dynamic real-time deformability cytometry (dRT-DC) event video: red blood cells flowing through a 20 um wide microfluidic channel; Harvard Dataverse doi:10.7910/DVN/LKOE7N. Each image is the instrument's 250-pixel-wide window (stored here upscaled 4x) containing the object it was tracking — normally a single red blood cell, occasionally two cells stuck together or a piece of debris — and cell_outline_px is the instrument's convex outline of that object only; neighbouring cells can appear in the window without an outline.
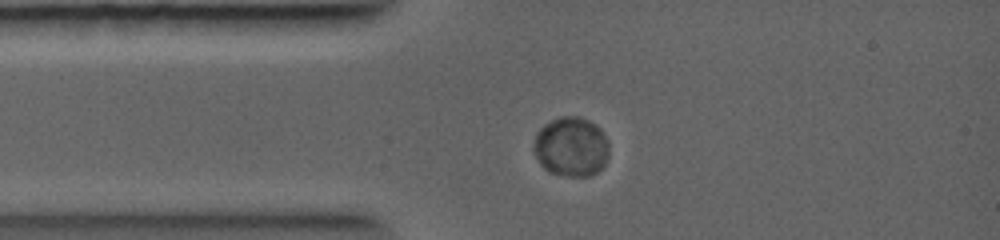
{"species": "common noctule bat (a hibernating species)", "species_latin": "Nyctalus noctula", "temperature_condition": "warm", "stored_images_in_passage": 7, "camera_frame_rate_fps": 5000, "um_per_image_px": 0.085, "animal": {"sex": "female", "body_mass_g": 19.0, "forearm_length_mm": 56.7}, "frame": {"image": 1, "passage_image": 1, "time_ms": 0.0, "image_size_px": [1000, 240], "cell_outline_px": [[608, 156], [604, 164], [596, 172], [588, 176], [568, 176], [548, 172], [540, 164], [532, 152], [532, 148], [536, 132], [544, 124], [560, 116], [580, 116], [596, 124], [600, 128], [608, 144]], "centroid_in_image_um": [48.51, 12.46], "position_along_channel_um": 36.5, "area_um2": 26.36}}
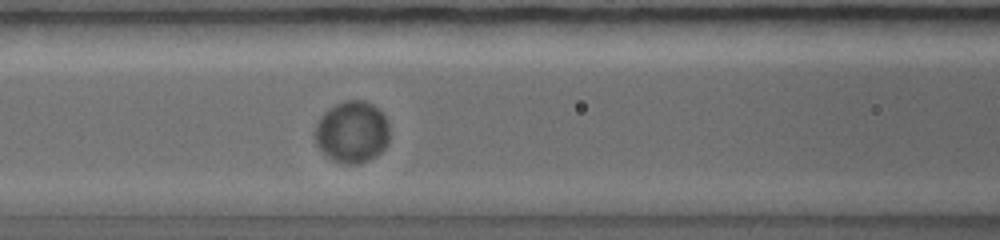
{"frame": {"image": 2, "passage_image": 5, "time_ms": 1.8, "image_size_px": [1000, 240], "cell_outline_px": [[388, 144], [376, 156], [360, 164], [344, 164], [332, 160], [316, 144], [316, 120], [328, 108], [344, 100], [364, 100], [372, 104], [384, 116], [388, 124]], "centroid_in_image_um": [29.92, 11.22], "position_along_channel_um": 136.7, "area_um2": 26.82}}